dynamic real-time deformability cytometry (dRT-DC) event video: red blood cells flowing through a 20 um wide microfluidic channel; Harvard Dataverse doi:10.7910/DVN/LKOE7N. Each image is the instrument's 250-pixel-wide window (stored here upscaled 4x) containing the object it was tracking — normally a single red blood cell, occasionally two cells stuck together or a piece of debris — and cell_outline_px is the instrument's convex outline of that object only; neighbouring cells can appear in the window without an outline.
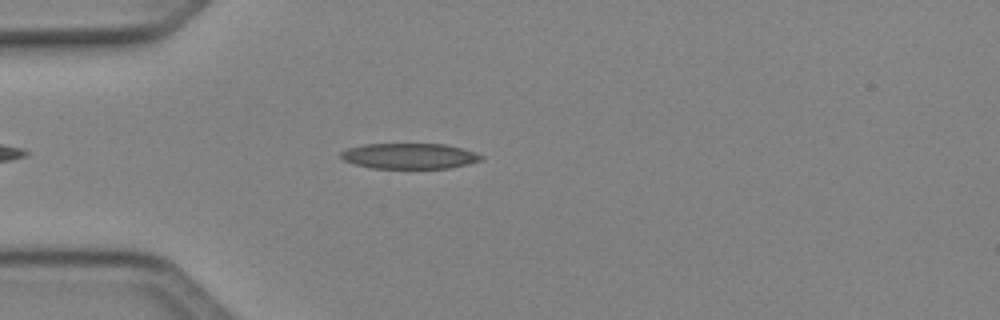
{"species": "Egyptian fruit bat (a non-hibernating species)", "species_latin": "Rousettus aegyptiacus", "temperature_condition": "cold", "stored_images_in_passage": 42, "camera_frame_rate_fps": 3000, "um_per_image_px": 0.085, "animal": {"sex": "female"}, "frame": {"image": 1, "passage_image": 7, "time_ms": 2.0, "image_size_px": [1000, 320], "cell_outline_px": [[484, 160], [468, 164], [448, 168], [372, 168], [356, 164], [344, 160], [340, 156], [340, 152], [348, 148], [364, 144], [444, 144], [476, 152], [484, 156]], "centroid_in_image_um": [34.83, 13.26], "position_along_channel_um": 50.2, "area_um2": 20.87}}
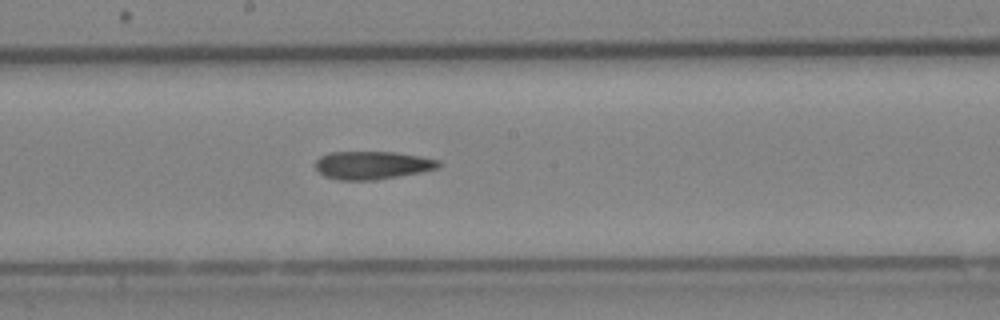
{"frame": {"image": 2, "passage_image": 20, "time_ms": 6.333, "image_size_px": [1000, 320], "cell_outline_px": [[440, 168], [420, 172], [376, 180], [340, 180], [324, 176], [316, 168], [316, 160], [320, 156], [328, 152], [396, 152], [420, 156], [440, 160]], "centroid_in_image_um": [31.65, 14.04], "position_along_channel_um": 216.5, "area_um2": 20.17}}
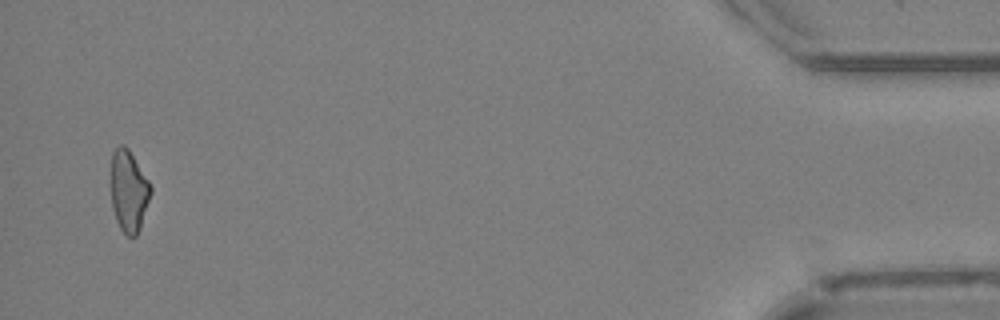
{"frame": {"image": 3, "passage_image": 41, "time_ms": 13.333, "image_size_px": [1000, 320], "cell_outline_px": [[152, 192], [140, 228], [136, 236], [128, 236], [120, 228], [116, 220], [112, 208], [112, 152], [120, 144], [124, 144], [128, 148], [148, 180], [152, 188]], "centroid_in_image_um": [10.95, 16.24], "position_along_channel_um": 424.2, "area_um2": 18.67}, "authors_computed_cell_mechanics": {"area_um2": 20.3745, "velocity_mm_per_s": 4.1444, "shape_relaxation_time_tau1_ms": null, "shape_relaxation_time_tau2_ms": 10.7944, "deformation_change_tau1": null, "deformation_change_tau2": 0.2877}}